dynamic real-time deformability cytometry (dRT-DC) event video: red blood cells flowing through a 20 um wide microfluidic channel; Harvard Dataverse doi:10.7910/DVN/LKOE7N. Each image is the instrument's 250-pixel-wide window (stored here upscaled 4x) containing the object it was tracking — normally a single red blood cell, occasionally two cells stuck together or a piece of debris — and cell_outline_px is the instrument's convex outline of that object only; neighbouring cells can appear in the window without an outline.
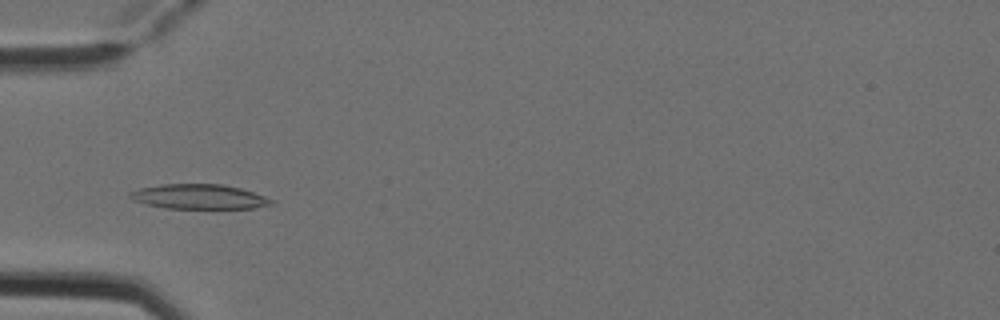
{"species": "Egyptian fruit bat (a non-hibernating species)", "species_latin": "Rousettus aegyptiacus", "temperature_condition": "cold", "stored_images_in_passage": 4, "camera_frame_rate_fps": 3000, "um_per_image_px": 0.085, "animal": {"sex": "female"}, "frame": {"image": 1, "passage_image": 4, "time_ms": 1.0, "image_size_px": [1000, 320], "cell_outline_px": [[276, 200], [272, 204], [252, 208], [164, 208], [144, 204], [128, 196], [128, 192], [140, 188], [160, 184], [224, 184], [240, 188]], "centroid_in_image_um": [16.9, 16.71], "position_along_channel_um": 68.1, "area_um2": 20.35}}